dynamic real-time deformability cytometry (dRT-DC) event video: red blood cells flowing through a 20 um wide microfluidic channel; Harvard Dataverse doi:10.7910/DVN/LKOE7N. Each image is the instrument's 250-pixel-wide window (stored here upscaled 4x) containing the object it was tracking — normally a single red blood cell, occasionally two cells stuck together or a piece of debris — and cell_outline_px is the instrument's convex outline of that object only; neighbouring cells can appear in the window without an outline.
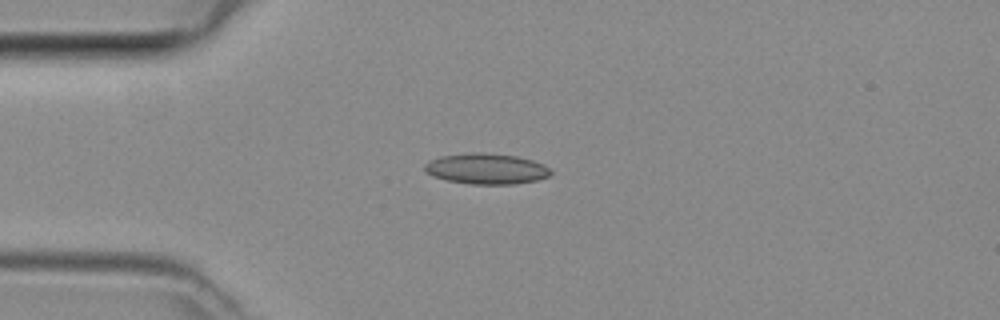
{"species": "common noctule bat (a hibernating species)", "species_latin": "Nyctalus noctula", "temperature_condition": "room temperature", "stored_images_in_passage": 2, "camera_frame_rate_fps": 3000, "um_per_image_px": 0.085, "animal": {"sex": "female", "body_mass_g": 29.2, "forearm_length_mm": 56.3}, "frame": {"image": 1, "passage_image": 2, "time_ms": 0.333, "image_size_px": [1000, 320], "cell_outline_px": [[552, 172], [548, 176], [536, 180], [512, 184], [472, 184], [448, 180], [432, 176], [424, 168], [424, 164], [428, 160], [440, 156], [468, 152], [484, 152], [516, 156], [532, 160], [544, 164]], "centroid_in_image_um": [41.31, 14.33], "position_along_channel_um": 43.7, "area_um2": 22.54}}